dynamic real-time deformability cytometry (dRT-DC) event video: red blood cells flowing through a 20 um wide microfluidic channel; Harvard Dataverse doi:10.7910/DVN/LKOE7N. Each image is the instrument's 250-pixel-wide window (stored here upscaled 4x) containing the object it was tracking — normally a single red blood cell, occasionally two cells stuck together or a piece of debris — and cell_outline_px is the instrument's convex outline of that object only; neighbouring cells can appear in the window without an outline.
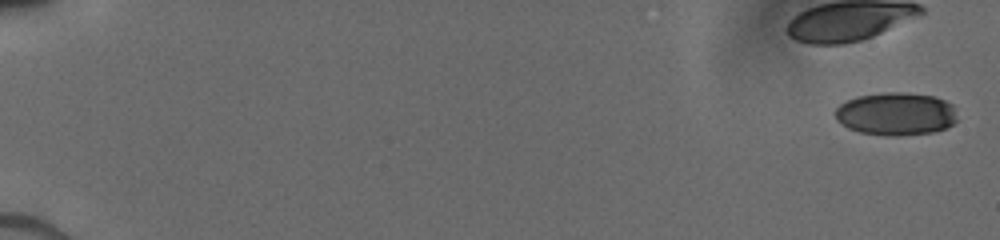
{"species": "human", "species_latin": "Homo sapiens", "temperature_condition": "cold", "stored_images_in_passage": 10, "camera_frame_rate_fps": 3000, "um_per_image_px": 0.085, "donor": {"sex": "male"}, "frame": {"image": 1, "passage_image": 1, "time_ms": 0.0, "image_size_px": [1000, 240], "cell_outline_px": [[956, 120], [952, 124], [944, 128], [932, 132], [896, 136], [888, 136], [860, 132], [848, 128], [836, 120], [832, 112], [840, 104], [856, 96], [884, 92], [900, 92], [932, 96], [944, 100], [952, 104], [956, 116]], "centroid_in_image_um": [76.1, 9.68], "position_along_channel_um": 8.9, "area_um2": 30.52}}
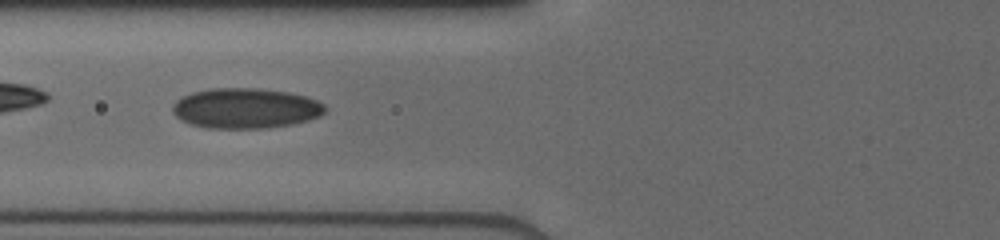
{"frame": {"image": 2, "passage_image": 9, "time_ms": 7.333, "image_size_px": [1000, 240], "cell_outline_px": [[328, 108], [320, 116], [308, 120], [292, 124], [264, 128], [208, 128], [192, 124], [180, 120], [172, 112], [172, 104], [180, 96], [192, 92], [208, 88], [260, 88], [288, 92], [304, 96], [316, 100], [324, 104]], "centroid_in_image_um": [20.85, 9.19], "position_along_channel_um": 105.0, "area_um2": 36.01}}
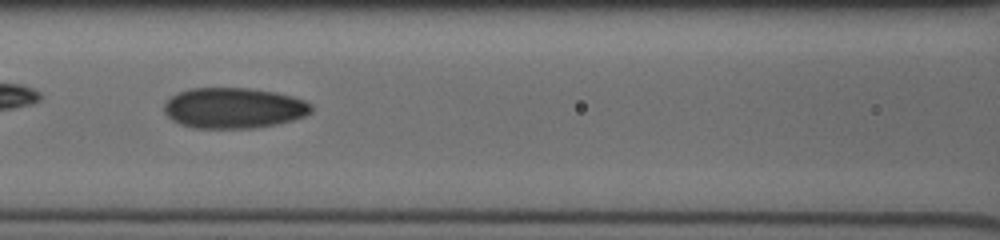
{"frame": {"image": 3, "passage_image": 10, "time_ms": 8.333, "image_size_px": [1000, 240], "cell_outline_px": [[312, 112], [304, 116], [292, 120], [276, 124], [252, 128], [192, 128], [180, 124], [172, 120], [164, 112], [164, 104], [172, 96], [180, 92], [192, 88], [248, 88], [276, 92], [292, 96], [304, 100], [312, 104]], "centroid_in_image_um": [19.87, 9.18], "position_along_channel_um": 146.7, "area_um2": 34.85}}